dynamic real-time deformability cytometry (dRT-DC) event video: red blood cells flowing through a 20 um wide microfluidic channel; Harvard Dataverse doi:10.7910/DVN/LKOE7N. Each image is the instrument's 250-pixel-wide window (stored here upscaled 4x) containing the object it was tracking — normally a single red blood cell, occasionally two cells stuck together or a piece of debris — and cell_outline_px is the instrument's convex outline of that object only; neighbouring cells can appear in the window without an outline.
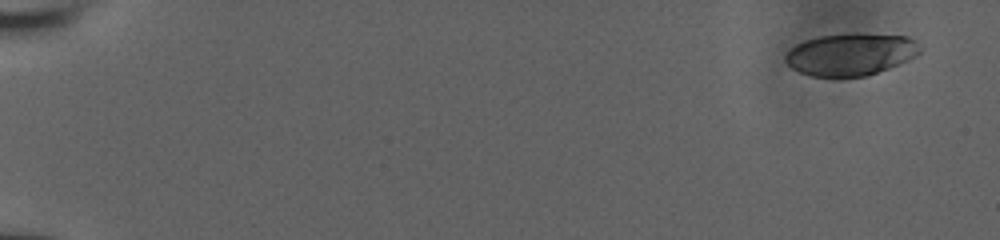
{"species": "human", "species_latin": "Homo sapiens", "temperature_condition": "room temperature", "stored_images_in_passage": 49, "camera_frame_rate_fps": 3000, "um_per_image_px": 0.085, "donor": {"sex": "male"}, "frame": {"image": 1, "passage_image": 1, "time_ms": 0.0, "image_size_px": [1000, 240], "cell_outline_px": [[920, 52], [916, 56], [888, 68], [868, 76], [812, 76], [800, 72], [792, 68], [784, 60], [784, 56], [796, 44], [820, 36], [908, 36], [920, 48]], "centroid_in_image_um": [72.27, 4.67], "position_along_channel_um": 12.7, "area_um2": 31.62}}
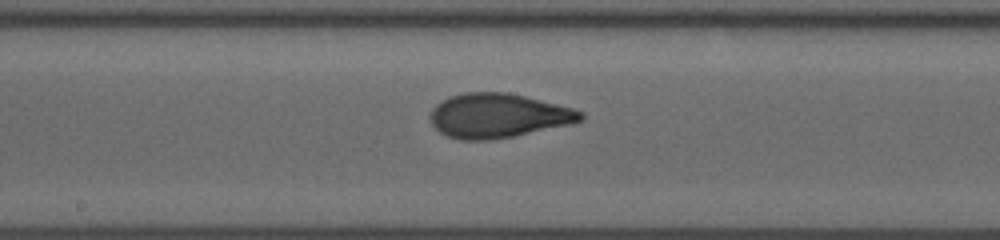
{"frame": {"image": 2, "passage_image": 28, "time_ms": 10.0, "image_size_px": [1000, 240], "cell_outline_px": [[584, 116], [580, 120], [568, 124], [512, 136], [488, 140], [460, 140], [448, 136], [440, 132], [432, 124], [428, 116], [432, 108], [440, 100], [464, 92], [508, 92], [572, 108], [584, 112]], "centroid_in_image_um": [42.27, 9.82], "position_along_channel_um": 205.9, "area_um2": 38.49}}
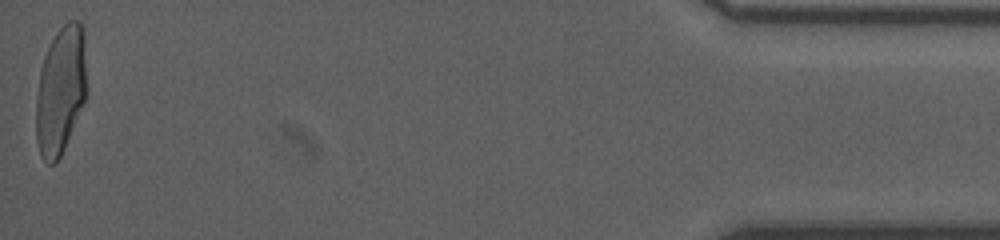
{"frame": {"image": 3, "passage_image": 49, "time_ms": 18.0, "image_size_px": [1000, 240], "cell_outline_px": [[84, 104], [64, 148], [56, 164], [48, 164], [40, 156], [36, 140], [36, 96], [40, 72], [44, 56], [56, 32], [68, 20], [80, 20], [84, 28]], "centroid_in_image_um": [5.12, 7.7], "position_along_channel_um": 430.1, "area_um2": 37.45}, "authors_computed_cell_mechanics": {"area_um2": 37.4544, "velocity_mm_per_s": 3.8506, "shape_relaxation_time_tau1_ms": 4.6988, "shape_relaxation_time_tau2_ms": 0.8816, "deformation_change_tau1": 0.1953, "deformation_change_tau2": 0.0655}}